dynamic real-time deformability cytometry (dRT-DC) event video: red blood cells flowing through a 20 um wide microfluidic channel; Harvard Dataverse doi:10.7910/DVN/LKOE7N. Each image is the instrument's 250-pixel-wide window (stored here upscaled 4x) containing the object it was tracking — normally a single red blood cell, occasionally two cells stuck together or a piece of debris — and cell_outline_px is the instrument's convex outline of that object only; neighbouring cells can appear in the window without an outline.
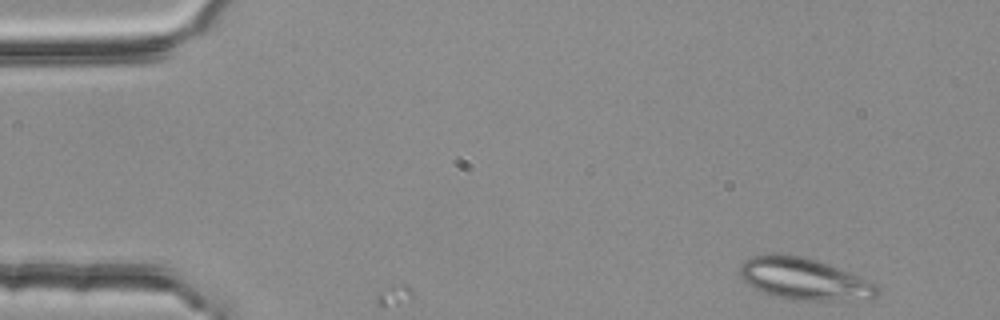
{"species": "common noctule bat (a hibernating species)", "species_latin": "Nyctalus noctula", "temperature_condition": "room temperature", "stored_images_in_passage": 3, "camera_frame_rate_fps": 3000, "um_per_image_px": 0.085, "animal": {"sex": "female", "body_mass_g": 25.1}, "frame": {"image": 1, "passage_image": 1, "time_ms": 0.0, "image_size_px": [1000, 320], "cell_outline_px": [[880, 292], [872, 300], [792, 300], [772, 296], [740, 280], [740, 264], [744, 260], [752, 256], [768, 252], [780, 252], [804, 256], [828, 264], [860, 276], [876, 284], [880, 288]], "centroid_in_image_um": [68.34, 23.69], "position_along_channel_um": 16.7, "area_um2": 34.28}}